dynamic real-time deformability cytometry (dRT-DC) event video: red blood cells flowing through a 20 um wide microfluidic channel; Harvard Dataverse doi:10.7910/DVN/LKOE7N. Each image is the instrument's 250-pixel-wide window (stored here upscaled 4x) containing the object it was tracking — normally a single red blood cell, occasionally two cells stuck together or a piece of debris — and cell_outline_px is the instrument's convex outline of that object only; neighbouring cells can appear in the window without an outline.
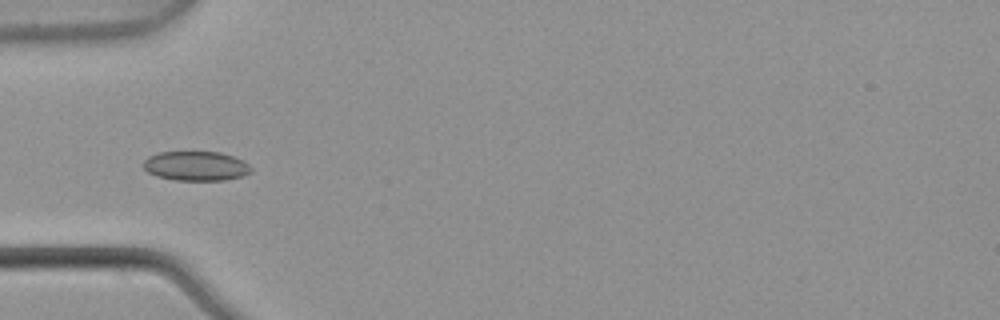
{"species": "common noctule bat (a hibernating species)", "species_latin": "Nyctalus noctula", "temperature_condition": "warm", "stored_images_in_passage": 4, "camera_frame_rate_fps": 3000, "um_per_image_px": 0.085, "animal": {"sex": "male", "body_mass_g": 21.5, "forearm_length_mm": 52.0}, "frame": {"image": 1, "passage_image": 3, "time_ms": 0.667, "image_size_px": [1000, 320], "cell_outline_px": [[252, 172], [244, 176], [224, 180], [176, 180], [156, 176], [148, 172], [144, 168], [144, 160], [148, 156], [160, 152], [220, 152], [244, 160], [252, 168]], "centroid_in_image_um": [16.68, 14.11], "position_along_channel_um": 68.3, "area_um2": 18.55}}
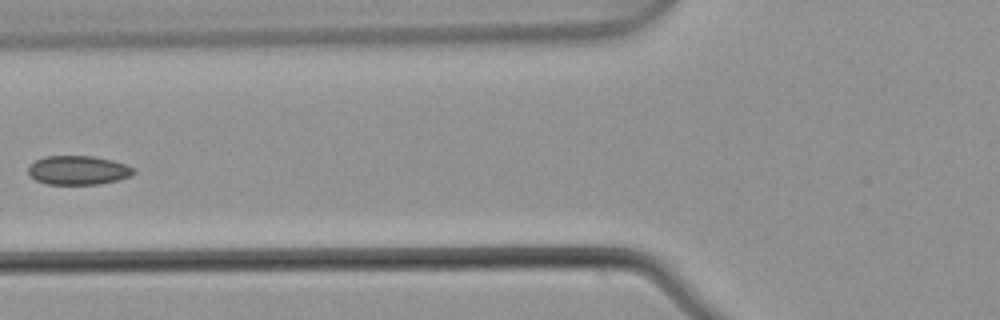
{"frame": {"image": 2, "passage_image": 4, "time_ms": 1.0, "image_size_px": [1000, 320], "cell_outline_px": [[136, 172], [128, 176], [116, 180], [96, 184], [48, 184], [36, 180], [28, 176], [28, 168], [36, 160], [44, 156], [92, 156], [112, 160], [136, 168]], "centroid_in_image_um": [6.62, 14.46], "position_along_channel_um": 119.2, "area_um2": 17.69}}